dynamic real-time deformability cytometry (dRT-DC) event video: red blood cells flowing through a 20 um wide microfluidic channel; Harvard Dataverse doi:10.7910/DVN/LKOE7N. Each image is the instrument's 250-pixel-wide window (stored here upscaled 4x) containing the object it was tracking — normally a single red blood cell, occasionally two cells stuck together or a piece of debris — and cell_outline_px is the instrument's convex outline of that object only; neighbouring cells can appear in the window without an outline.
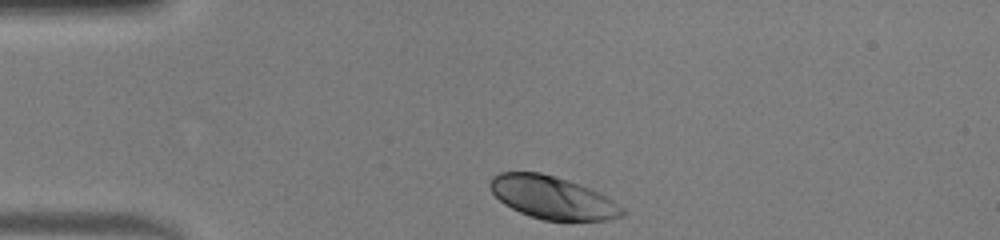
{"species": "human", "species_latin": "Homo sapiens", "temperature_condition": "warm", "stored_images_in_passage": 31, "camera_frame_rate_fps": 3000, "um_per_image_px": 0.085, "donor": {"sex": "male"}, "frame": {"image": 1, "passage_image": 1, "time_ms": 0.0, "image_size_px": [1000, 240], "cell_outline_px": [[624, 216], [608, 220], [544, 220], [520, 212], [504, 204], [492, 192], [488, 184], [492, 176], [500, 172], [540, 172], [568, 180], [580, 184], [612, 200], [624, 208]], "centroid_in_image_um": [46.94, 16.79], "position_along_channel_um": 38.1, "area_um2": 32.6}}
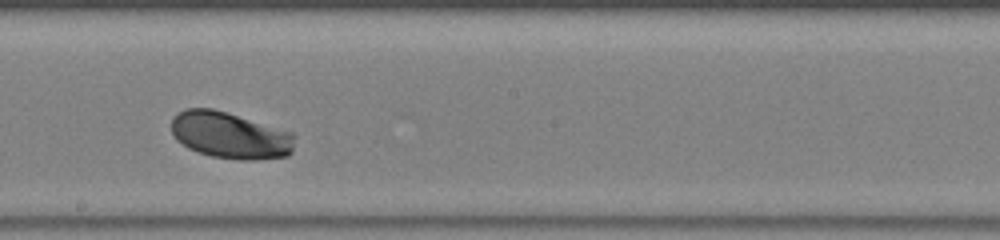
{"frame": {"image": 2, "passage_image": 18, "time_ms": 5.667, "image_size_px": [1000, 240], "cell_outline_px": [[296, 136], [292, 152], [288, 156], [256, 160], [236, 160], [212, 156], [188, 148], [176, 140], [172, 132], [172, 116], [176, 112], [184, 108], [212, 108], [292, 132]], "centroid_in_image_um": [19.55, 11.5], "position_along_channel_um": 228.6, "area_um2": 33.7}}
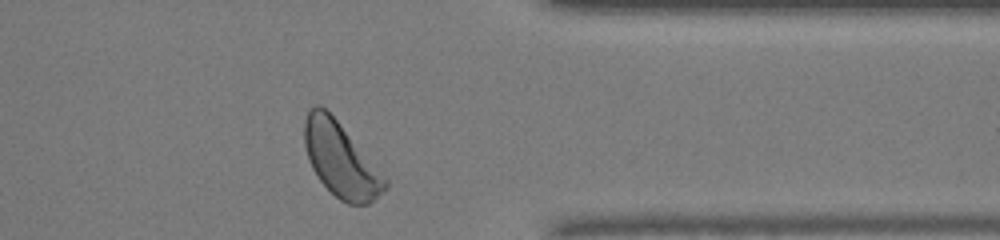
{"frame": {"image": 3, "passage_image": 30, "time_ms": 9.667, "image_size_px": [1000, 240], "cell_outline_px": [[388, 188], [368, 204], [348, 204], [340, 200], [316, 176], [308, 160], [304, 144], [304, 120], [308, 112], [316, 104], [320, 104], [336, 120], [388, 180]], "centroid_in_image_um": [28.94, 13.6], "position_along_channel_um": 382.5, "area_um2": 34.28}, "authors_computed_cell_mechanics": {"area_um2": 33.0616, "velocity_mm_per_s": 4.0831, "shape_relaxation_time_tau1_ms": 1.1328, "shape_relaxation_time_tau2_ms": null, "deformation_change_tau1": 0.1202, "deformation_change_tau2": null}}